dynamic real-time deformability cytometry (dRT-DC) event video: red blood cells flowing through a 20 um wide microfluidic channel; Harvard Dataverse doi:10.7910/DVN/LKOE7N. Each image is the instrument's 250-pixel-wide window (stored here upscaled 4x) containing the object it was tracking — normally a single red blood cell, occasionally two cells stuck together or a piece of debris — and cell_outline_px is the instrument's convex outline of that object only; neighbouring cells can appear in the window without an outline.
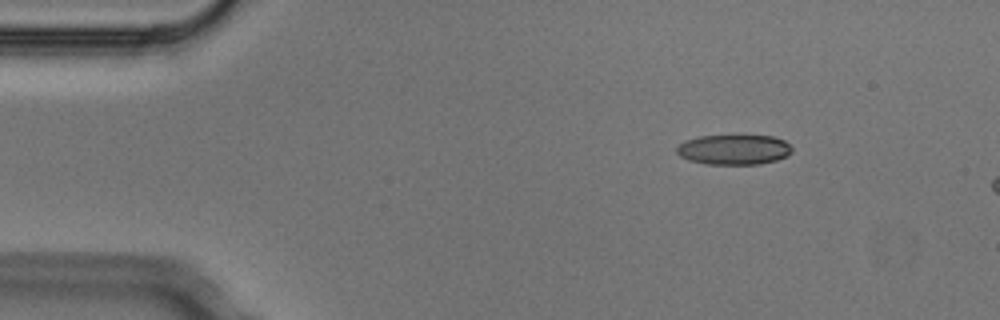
{"species": "Egyptian fruit bat (a non-hibernating species)", "species_latin": "Rousettus aegyptiacus", "temperature_condition": "cold", "stored_images_in_passage": 3, "camera_frame_rate_fps": 3000, "um_per_image_px": 0.085, "animal": {"sex": "male"}, "frame": {"image": 1, "passage_image": 1, "time_ms": 0.0, "image_size_px": [1000, 320], "cell_outline_px": [[792, 152], [788, 156], [776, 160], [760, 164], [708, 164], [688, 160], [680, 156], [676, 152], [676, 148], [684, 140], [700, 136], [772, 136], [784, 140], [792, 148]], "centroid_in_image_um": [62.38, 12.72], "position_along_channel_um": 22.6, "area_um2": 20.17}}